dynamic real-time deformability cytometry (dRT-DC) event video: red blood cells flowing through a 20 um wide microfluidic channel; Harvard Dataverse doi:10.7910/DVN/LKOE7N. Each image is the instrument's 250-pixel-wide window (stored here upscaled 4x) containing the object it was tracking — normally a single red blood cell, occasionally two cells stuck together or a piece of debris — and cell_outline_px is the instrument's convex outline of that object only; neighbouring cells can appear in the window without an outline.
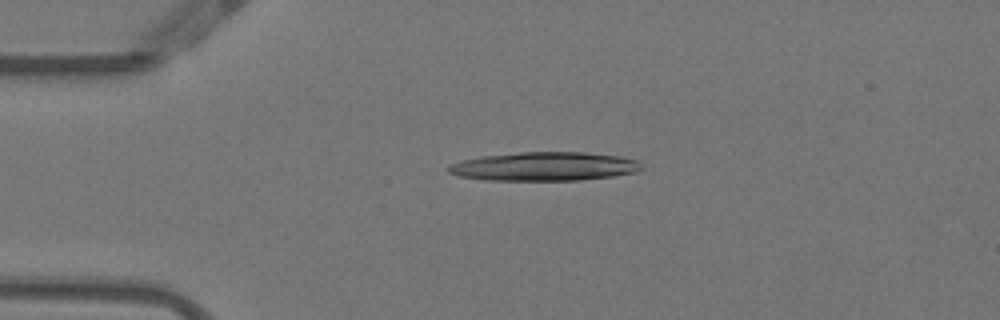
{"species": "Egyptian fruit bat (a non-hibernating species)", "species_latin": "Rousettus aegyptiacus", "temperature_condition": "warm", "stored_images_in_passage": 15, "camera_frame_rate_fps": 3000, "um_per_image_px": 0.085, "animal": {"sex": "female"}, "frame": {"image": 1, "passage_image": 11, "time_ms": 3.333, "image_size_px": [1000, 320], "cell_outline_px": [[644, 168], [636, 172], [612, 176], [580, 180], [484, 180], [456, 176], [448, 172], [448, 164], [460, 160], [484, 156], [520, 152], [584, 152], [620, 156], [636, 160]], "centroid_in_image_um": [46.23, 14.15], "position_along_channel_um": 38.8, "area_um2": 32.48}}